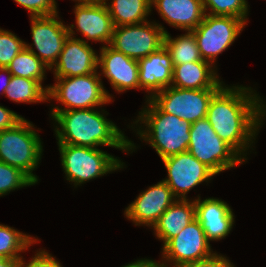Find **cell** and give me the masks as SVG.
<instances>
[{
    "mask_svg": "<svg viewBox=\"0 0 266 267\" xmlns=\"http://www.w3.org/2000/svg\"><path fill=\"white\" fill-rule=\"evenodd\" d=\"M265 103L251 87L225 84L209 102L207 120L217 135L245 161L249 148L254 146L259 129L264 124Z\"/></svg>",
    "mask_w": 266,
    "mask_h": 267,
    "instance_id": "1",
    "label": "cell"
},
{
    "mask_svg": "<svg viewBox=\"0 0 266 267\" xmlns=\"http://www.w3.org/2000/svg\"><path fill=\"white\" fill-rule=\"evenodd\" d=\"M104 109L88 108L50 111L55 121L57 144L97 148L108 146L132 153L138 147L124 132L106 118Z\"/></svg>",
    "mask_w": 266,
    "mask_h": 267,
    "instance_id": "2",
    "label": "cell"
},
{
    "mask_svg": "<svg viewBox=\"0 0 266 267\" xmlns=\"http://www.w3.org/2000/svg\"><path fill=\"white\" fill-rule=\"evenodd\" d=\"M145 104L133 121L136 125L130 126L139 139L150 144L161 160L187 152L191 123L162 112L150 99Z\"/></svg>",
    "mask_w": 266,
    "mask_h": 267,
    "instance_id": "3",
    "label": "cell"
},
{
    "mask_svg": "<svg viewBox=\"0 0 266 267\" xmlns=\"http://www.w3.org/2000/svg\"><path fill=\"white\" fill-rule=\"evenodd\" d=\"M42 144L32 122L24 117L14 127L0 132V161L20 169L37 184L39 179L33 171L42 159Z\"/></svg>",
    "mask_w": 266,
    "mask_h": 267,
    "instance_id": "4",
    "label": "cell"
},
{
    "mask_svg": "<svg viewBox=\"0 0 266 267\" xmlns=\"http://www.w3.org/2000/svg\"><path fill=\"white\" fill-rule=\"evenodd\" d=\"M99 72L74 77L55 78L54 85L48 86V101L56 100L63 105L50 111L100 108L112 103L113 97L105 89ZM65 106V107H64Z\"/></svg>",
    "mask_w": 266,
    "mask_h": 267,
    "instance_id": "5",
    "label": "cell"
},
{
    "mask_svg": "<svg viewBox=\"0 0 266 267\" xmlns=\"http://www.w3.org/2000/svg\"><path fill=\"white\" fill-rule=\"evenodd\" d=\"M67 181L75 188L97 177L123 169L124 162L99 148L57 144Z\"/></svg>",
    "mask_w": 266,
    "mask_h": 267,
    "instance_id": "6",
    "label": "cell"
},
{
    "mask_svg": "<svg viewBox=\"0 0 266 267\" xmlns=\"http://www.w3.org/2000/svg\"><path fill=\"white\" fill-rule=\"evenodd\" d=\"M188 152L215 175L246 162L214 131L207 118L191 123Z\"/></svg>",
    "mask_w": 266,
    "mask_h": 267,
    "instance_id": "7",
    "label": "cell"
},
{
    "mask_svg": "<svg viewBox=\"0 0 266 267\" xmlns=\"http://www.w3.org/2000/svg\"><path fill=\"white\" fill-rule=\"evenodd\" d=\"M247 24L237 17L205 14L202 22L191 31L202 60L216 67V59L230 47Z\"/></svg>",
    "mask_w": 266,
    "mask_h": 267,
    "instance_id": "8",
    "label": "cell"
},
{
    "mask_svg": "<svg viewBox=\"0 0 266 267\" xmlns=\"http://www.w3.org/2000/svg\"><path fill=\"white\" fill-rule=\"evenodd\" d=\"M220 88L182 89L169 86L150 100L162 111L190 123L206 118L209 102Z\"/></svg>",
    "mask_w": 266,
    "mask_h": 267,
    "instance_id": "9",
    "label": "cell"
},
{
    "mask_svg": "<svg viewBox=\"0 0 266 267\" xmlns=\"http://www.w3.org/2000/svg\"><path fill=\"white\" fill-rule=\"evenodd\" d=\"M164 26L155 21L116 26L109 46L126 56L139 60L164 46Z\"/></svg>",
    "mask_w": 266,
    "mask_h": 267,
    "instance_id": "10",
    "label": "cell"
},
{
    "mask_svg": "<svg viewBox=\"0 0 266 267\" xmlns=\"http://www.w3.org/2000/svg\"><path fill=\"white\" fill-rule=\"evenodd\" d=\"M204 230L197 219L188 224L177 236L162 246L160 267H180L210 257L213 252Z\"/></svg>",
    "mask_w": 266,
    "mask_h": 267,
    "instance_id": "11",
    "label": "cell"
},
{
    "mask_svg": "<svg viewBox=\"0 0 266 267\" xmlns=\"http://www.w3.org/2000/svg\"><path fill=\"white\" fill-rule=\"evenodd\" d=\"M167 171L163 181L180 200H187V194L194 187L211 181L215 174L199 162L188 151L162 159Z\"/></svg>",
    "mask_w": 266,
    "mask_h": 267,
    "instance_id": "12",
    "label": "cell"
},
{
    "mask_svg": "<svg viewBox=\"0 0 266 267\" xmlns=\"http://www.w3.org/2000/svg\"><path fill=\"white\" fill-rule=\"evenodd\" d=\"M59 19V14L30 17L33 43L25 42V48L34 53L49 68L57 61L69 36L67 25ZM33 46L38 52L33 49Z\"/></svg>",
    "mask_w": 266,
    "mask_h": 267,
    "instance_id": "13",
    "label": "cell"
},
{
    "mask_svg": "<svg viewBox=\"0 0 266 267\" xmlns=\"http://www.w3.org/2000/svg\"><path fill=\"white\" fill-rule=\"evenodd\" d=\"M75 23L70 26L67 25L69 36L76 37L74 28L77 32H81L87 41H95L103 43V47L109 45L114 24L109 14L107 6L103 0L94 2H77L74 6Z\"/></svg>",
    "mask_w": 266,
    "mask_h": 267,
    "instance_id": "14",
    "label": "cell"
},
{
    "mask_svg": "<svg viewBox=\"0 0 266 267\" xmlns=\"http://www.w3.org/2000/svg\"><path fill=\"white\" fill-rule=\"evenodd\" d=\"M178 200L162 180L142 191L128 207L124 215L135 226L153 227L159 217Z\"/></svg>",
    "mask_w": 266,
    "mask_h": 267,
    "instance_id": "15",
    "label": "cell"
},
{
    "mask_svg": "<svg viewBox=\"0 0 266 267\" xmlns=\"http://www.w3.org/2000/svg\"><path fill=\"white\" fill-rule=\"evenodd\" d=\"M52 69L54 78L88 75L98 70V54L82 38L68 36Z\"/></svg>",
    "mask_w": 266,
    "mask_h": 267,
    "instance_id": "16",
    "label": "cell"
},
{
    "mask_svg": "<svg viewBox=\"0 0 266 267\" xmlns=\"http://www.w3.org/2000/svg\"><path fill=\"white\" fill-rule=\"evenodd\" d=\"M100 76L106 77L110 85L118 93L130 89H139V64L122 52H118L109 45L100 47L98 55V69Z\"/></svg>",
    "mask_w": 266,
    "mask_h": 267,
    "instance_id": "17",
    "label": "cell"
},
{
    "mask_svg": "<svg viewBox=\"0 0 266 267\" xmlns=\"http://www.w3.org/2000/svg\"><path fill=\"white\" fill-rule=\"evenodd\" d=\"M198 195L195 201L196 219L201 224L207 240L219 241L232 231L235 215L232 208L219 198H206L201 200Z\"/></svg>",
    "mask_w": 266,
    "mask_h": 267,
    "instance_id": "18",
    "label": "cell"
},
{
    "mask_svg": "<svg viewBox=\"0 0 266 267\" xmlns=\"http://www.w3.org/2000/svg\"><path fill=\"white\" fill-rule=\"evenodd\" d=\"M139 85L140 90L148 93L150 99L155 93L172 84L173 63L170 53L163 46L158 51L139 59Z\"/></svg>",
    "mask_w": 266,
    "mask_h": 267,
    "instance_id": "19",
    "label": "cell"
},
{
    "mask_svg": "<svg viewBox=\"0 0 266 267\" xmlns=\"http://www.w3.org/2000/svg\"><path fill=\"white\" fill-rule=\"evenodd\" d=\"M152 7L168 25L184 31H193L206 14L202 0H151Z\"/></svg>",
    "mask_w": 266,
    "mask_h": 267,
    "instance_id": "20",
    "label": "cell"
},
{
    "mask_svg": "<svg viewBox=\"0 0 266 267\" xmlns=\"http://www.w3.org/2000/svg\"><path fill=\"white\" fill-rule=\"evenodd\" d=\"M217 67L207 61L187 62L173 66V87L182 89L221 88L224 84L217 74Z\"/></svg>",
    "mask_w": 266,
    "mask_h": 267,
    "instance_id": "21",
    "label": "cell"
},
{
    "mask_svg": "<svg viewBox=\"0 0 266 267\" xmlns=\"http://www.w3.org/2000/svg\"><path fill=\"white\" fill-rule=\"evenodd\" d=\"M196 219L195 201L176 200L158 219L152 227L154 235L163 246L177 236L188 224Z\"/></svg>",
    "mask_w": 266,
    "mask_h": 267,
    "instance_id": "22",
    "label": "cell"
},
{
    "mask_svg": "<svg viewBox=\"0 0 266 267\" xmlns=\"http://www.w3.org/2000/svg\"><path fill=\"white\" fill-rule=\"evenodd\" d=\"M103 1L114 27L146 22L151 14V0H112L110 3H107L108 0Z\"/></svg>",
    "mask_w": 266,
    "mask_h": 267,
    "instance_id": "23",
    "label": "cell"
},
{
    "mask_svg": "<svg viewBox=\"0 0 266 267\" xmlns=\"http://www.w3.org/2000/svg\"><path fill=\"white\" fill-rule=\"evenodd\" d=\"M48 85H43L36 80L12 76L4 96L17 103L48 102Z\"/></svg>",
    "mask_w": 266,
    "mask_h": 267,
    "instance_id": "24",
    "label": "cell"
},
{
    "mask_svg": "<svg viewBox=\"0 0 266 267\" xmlns=\"http://www.w3.org/2000/svg\"><path fill=\"white\" fill-rule=\"evenodd\" d=\"M164 47L171 55L173 66L187 62L202 60L194 34L186 31L176 38H172L167 32L164 36Z\"/></svg>",
    "mask_w": 266,
    "mask_h": 267,
    "instance_id": "25",
    "label": "cell"
},
{
    "mask_svg": "<svg viewBox=\"0 0 266 267\" xmlns=\"http://www.w3.org/2000/svg\"><path fill=\"white\" fill-rule=\"evenodd\" d=\"M38 240L13 227L0 224V258L22 259L20 253L28 250Z\"/></svg>",
    "mask_w": 266,
    "mask_h": 267,
    "instance_id": "26",
    "label": "cell"
},
{
    "mask_svg": "<svg viewBox=\"0 0 266 267\" xmlns=\"http://www.w3.org/2000/svg\"><path fill=\"white\" fill-rule=\"evenodd\" d=\"M12 76L39 81L41 84L46 78V70L50 69L34 53L24 48L7 66Z\"/></svg>",
    "mask_w": 266,
    "mask_h": 267,
    "instance_id": "27",
    "label": "cell"
},
{
    "mask_svg": "<svg viewBox=\"0 0 266 267\" xmlns=\"http://www.w3.org/2000/svg\"><path fill=\"white\" fill-rule=\"evenodd\" d=\"M202 3L208 15L237 17L247 24V0H202Z\"/></svg>",
    "mask_w": 266,
    "mask_h": 267,
    "instance_id": "28",
    "label": "cell"
},
{
    "mask_svg": "<svg viewBox=\"0 0 266 267\" xmlns=\"http://www.w3.org/2000/svg\"><path fill=\"white\" fill-rule=\"evenodd\" d=\"M35 183L20 169L0 161V197Z\"/></svg>",
    "mask_w": 266,
    "mask_h": 267,
    "instance_id": "29",
    "label": "cell"
},
{
    "mask_svg": "<svg viewBox=\"0 0 266 267\" xmlns=\"http://www.w3.org/2000/svg\"><path fill=\"white\" fill-rule=\"evenodd\" d=\"M25 48V41L15 33L0 28V67L7 68L15 56Z\"/></svg>",
    "mask_w": 266,
    "mask_h": 267,
    "instance_id": "30",
    "label": "cell"
},
{
    "mask_svg": "<svg viewBox=\"0 0 266 267\" xmlns=\"http://www.w3.org/2000/svg\"><path fill=\"white\" fill-rule=\"evenodd\" d=\"M27 9L30 17L51 16L58 14L56 0H14Z\"/></svg>",
    "mask_w": 266,
    "mask_h": 267,
    "instance_id": "31",
    "label": "cell"
},
{
    "mask_svg": "<svg viewBox=\"0 0 266 267\" xmlns=\"http://www.w3.org/2000/svg\"><path fill=\"white\" fill-rule=\"evenodd\" d=\"M56 257L52 256L45 249H39L31 260L27 262L24 261V258L20 260V267H63L60 261L55 259Z\"/></svg>",
    "mask_w": 266,
    "mask_h": 267,
    "instance_id": "32",
    "label": "cell"
},
{
    "mask_svg": "<svg viewBox=\"0 0 266 267\" xmlns=\"http://www.w3.org/2000/svg\"><path fill=\"white\" fill-rule=\"evenodd\" d=\"M180 267H235L234 264L225 256L215 252L208 258L184 264Z\"/></svg>",
    "mask_w": 266,
    "mask_h": 267,
    "instance_id": "33",
    "label": "cell"
},
{
    "mask_svg": "<svg viewBox=\"0 0 266 267\" xmlns=\"http://www.w3.org/2000/svg\"><path fill=\"white\" fill-rule=\"evenodd\" d=\"M23 117L7 107L0 106V132L14 127Z\"/></svg>",
    "mask_w": 266,
    "mask_h": 267,
    "instance_id": "34",
    "label": "cell"
},
{
    "mask_svg": "<svg viewBox=\"0 0 266 267\" xmlns=\"http://www.w3.org/2000/svg\"><path fill=\"white\" fill-rule=\"evenodd\" d=\"M121 267H160L159 262L152 259H137L134 262L128 263Z\"/></svg>",
    "mask_w": 266,
    "mask_h": 267,
    "instance_id": "35",
    "label": "cell"
},
{
    "mask_svg": "<svg viewBox=\"0 0 266 267\" xmlns=\"http://www.w3.org/2000/svg\"><path fill=\"white\" fill-rule=\"evenodd\" d=\"M3 74L6 75V78L3 79L2 89H1L2 92L0 93L1 95L5 94L6 88L8 87V84L10 83L12 77L10 71L7 68L0 67V80L2 79L1 76H3Z\"/></svg>",
    "mask_w": 266,
    "mask_h": 267,
    "instance_id": "36",
    "label": "cell"
},
{
    "mask_svg": "<svg viewBox=\"0 0 266 267\" xmlns=\"http://www.w3.org/2000/svg\"><path fill=\"white\" fill-rule=\"evenodd\" d=\"M21 259L0 258V267H20Z\"/></svg>",
    "mask_w": 266,
    "mask_h": 267,
    "instance_id": "37",
    "label": "cell"
},
{
    "mask_svg": "<svg viewBox=\"0 0 266 267\" xmlns=\"http://www.w3.org/2000/svg\"><path fill=\"white\" fill-rule=\"evenodd\" d=\"M75 2H94V1H98V0H73Z\"/></svg>",
    "mask_w": 266,
    "mask_h": 267,
    "instance_id": "38",
    "label": "cell"
}]
</instances>
